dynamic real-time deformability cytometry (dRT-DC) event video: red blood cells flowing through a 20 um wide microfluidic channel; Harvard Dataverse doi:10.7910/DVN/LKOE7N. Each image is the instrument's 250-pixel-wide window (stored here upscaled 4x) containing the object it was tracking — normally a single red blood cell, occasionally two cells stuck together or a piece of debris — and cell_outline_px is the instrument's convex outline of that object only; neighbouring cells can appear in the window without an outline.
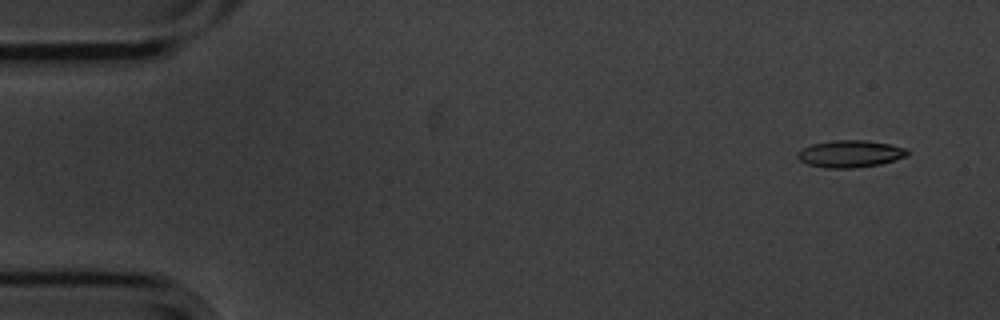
{"species": "common noctule bat (a hibernating species)", "species_latin": "Nyctalus noctula", "temperature_condition": "cold", "stored_images_in_passage": 5, "camera_frame_rate_fps": 3000, "um_per_image_px": 0.085, "animal": {"sex": "male", "body_mass_g": 20.1, "forearm_length_mm": 53.5}, "frame": {"image": 1, "passage_image": 1, "time_ms": 0.0, "image_size_px": [1000, 320], "cell_outline_px": [[908, 156], [880, 164], [852, 168], [824, 168], [808, 164], [800, 160], [796, 156], [796, 152], [812, 144], [832, 140], [868, 140], [892, 144], [908, 148]], "centroid_in_image_um": [72.29, 13.06], "position_along_channel_um": 12.7, "area_um2": 17.51}}
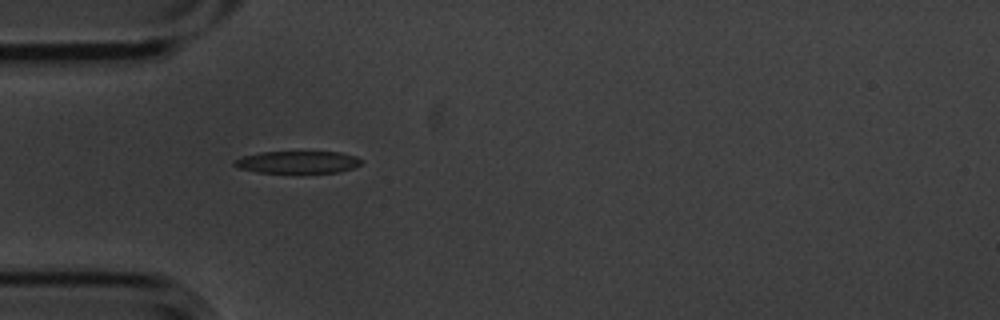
{"frame": {"image": 2, "passage_image": 4, "time_ms": 1.0, "image_size_px": [1000, 320], "cell_outline_px": [[364, 160], [360, 164], [352, 168], [340, 172], [304, 176], [256, 172], [236, 168], [232, 164], [240, 156], [260, 152], [340, 152], [356, 156]], "centroid_in_image_um": [25.29, 13.84], "position_along_channel_um": 59.7, "area_um2": 17.69}}
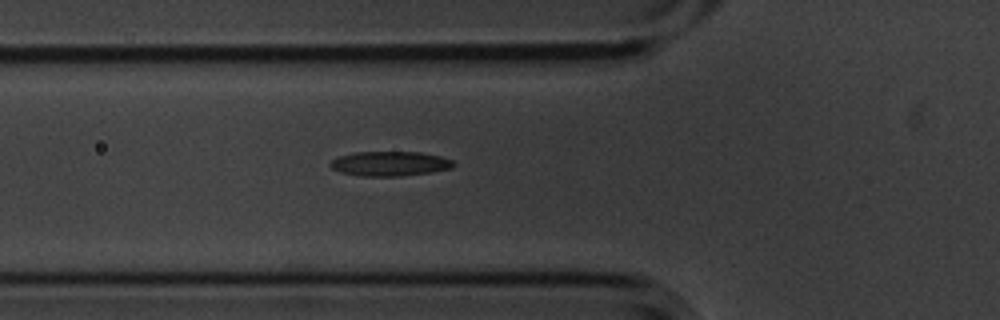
{"frame": {"image": 3, "passage_image": 5, "time_ms": 1.333, "image_size_px": [1000, 320], "cell_outline_px": [[456, 164], [452, 168], [432, 172], [400, 176], [360, 176], [340, 172], [332, 168], [328, 164], [332, 160], [340, 156], [356, 152], [420, 152], [440, 156], [452, 160]], "centroid_in_image_um": [33.15, 13.91], "position_along_channel_um": 92.6, "area_um2": 17.69}}